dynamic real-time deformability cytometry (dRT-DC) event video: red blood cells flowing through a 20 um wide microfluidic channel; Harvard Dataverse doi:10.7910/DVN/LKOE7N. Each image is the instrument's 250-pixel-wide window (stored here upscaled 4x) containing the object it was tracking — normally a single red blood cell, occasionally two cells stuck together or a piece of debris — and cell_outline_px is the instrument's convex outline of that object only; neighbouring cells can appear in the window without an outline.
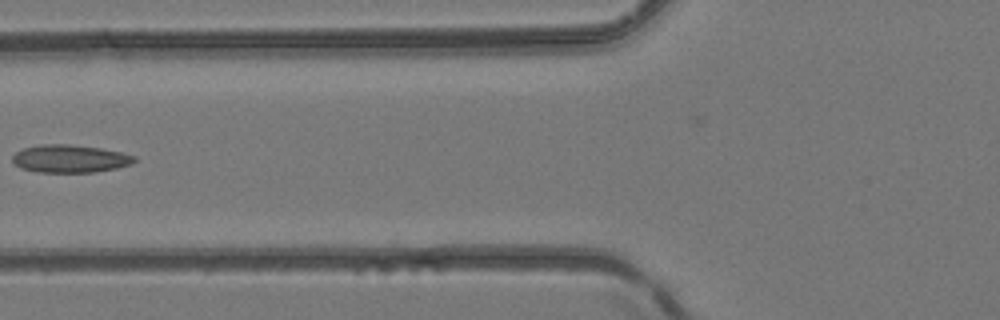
{"species": "common noctule bat (a hibernating species)", "species_latin": "Nyctalus noctula", "temperature_condition": "room temperature", "stored_images_in_passage": 6, "camera_frame_rate_fps": 3000, "um_per_image_px": 0.085, "animal": {"sex": "female", "body_mass_g": 24.6, "forearm_length_mm": 56.2}, "frame": {"image": 1, "passage_image": 6, "time_ms": 1.667, "image_size_px": [1000, 320], "cell_outline_px": [[136, 160], [132, 164], [116, 168], [96, 172], [40, 172], [20, 168], [12, 160], [12, 156], [16, 152], [24, 148], [40, 144], [68, 144], [100, 148], [120, 152], [136, 156]], "centroid_in_image_um": [5.95, 13.49], "position_along_channel_um": 119.8, "area_um2": 19.71}}